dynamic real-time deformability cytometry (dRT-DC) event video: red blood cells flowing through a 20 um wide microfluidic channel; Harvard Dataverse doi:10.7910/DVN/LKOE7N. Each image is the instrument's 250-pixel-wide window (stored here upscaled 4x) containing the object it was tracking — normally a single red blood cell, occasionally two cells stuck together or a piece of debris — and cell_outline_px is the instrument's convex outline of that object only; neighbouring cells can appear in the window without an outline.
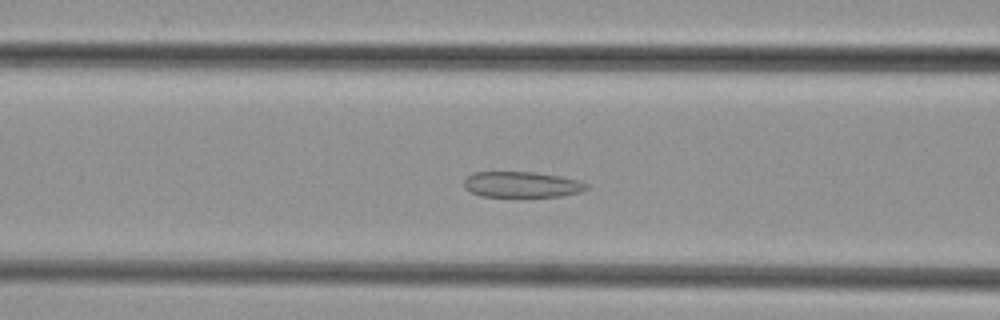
{"species": "common noctule bat (a hibernating species)", "species_latin": "Nyctalus noctula", "temperature_condition": "cold", "stored_images_in_passage": 46, "camera_frame_rate_fps": 3000, "um_per_image_px": 0.085, "animal": {"sex": "female", "body_mass_g": 29.2, "forearm_length_mm": 56.3}, "frame": {"image": 1, "passage_image": 17, "time_ms": 5.333, "image_size_px": [1000, 320], "cell_outline_px": [[588, 188], [580, 192], [560, 196], [520, 200], [480, 196], [468, 192], [464, 188], [464, 180], [472, 172], [536, 172], [560, 176], [576, 180], [588, 184]], "centroid_in_image_um": [44.3, 15.74], "position_along_channel_um": 122.3, "area_um2": 19.54}}
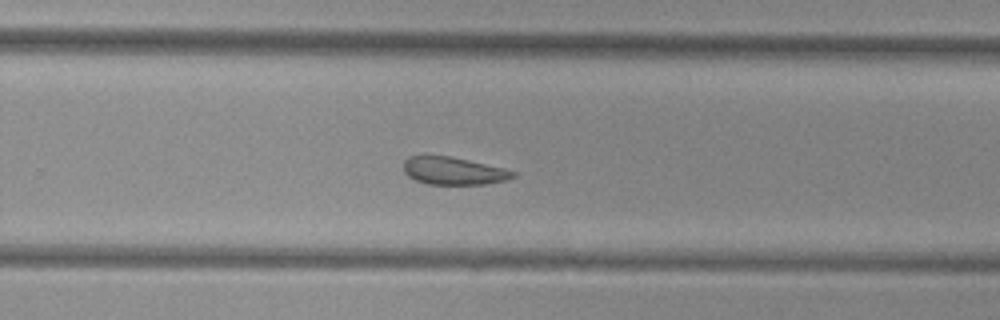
{"frame": {"image": 2, "passage_image": 29, "time_ms": 9.333, "image_size_px": [1000, 320], "cell_outline_px": [[516, 176], [504, 180], [484, 184], [428, 184], [416, 180], [408, 176], [404, 172], [404, 160], [408, 156], [452, 156], [504, 168], [516, 172]], "centroid_in_image_um": [38.54, 14.52], "position_along_channel_um": 291.3, "area_um2": 17.51}}
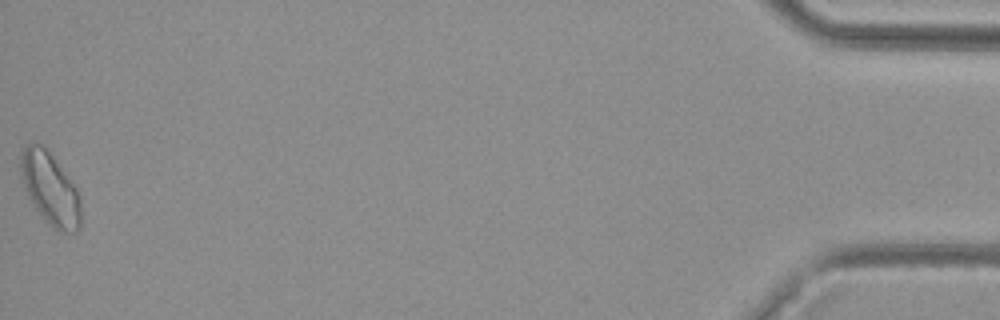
{"frame": {"image": 3, "passage_image": 46, "time_ms": 15.0, "image_size_px": [1000, 320], "cell_outline_px": [[80, 228], [76, 232], [56, 232], [40, 216], [28, 196], [20, 176], [20, 156], [24, 148], [28, 144], [40, 144], [48, 152], [76, 188], [80, 200]], "centroid_in_image_um": [4.25, 16.11], "position_along_channel_um": 431.0, "area_um2": 25.03}}